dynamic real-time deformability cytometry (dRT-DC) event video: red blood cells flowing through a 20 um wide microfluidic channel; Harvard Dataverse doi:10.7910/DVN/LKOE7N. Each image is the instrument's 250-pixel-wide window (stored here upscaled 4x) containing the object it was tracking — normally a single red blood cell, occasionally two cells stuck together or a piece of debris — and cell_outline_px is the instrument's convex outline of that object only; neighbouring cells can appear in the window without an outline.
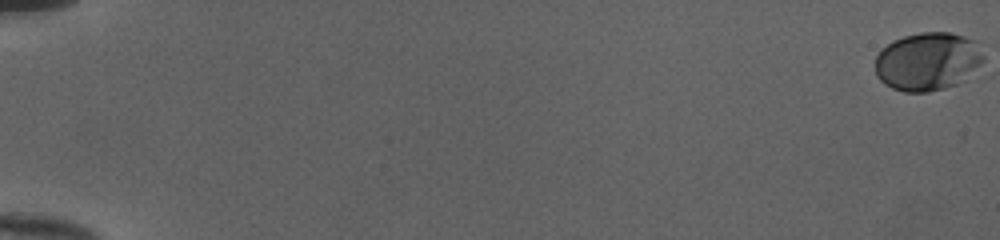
{"species": "human", "species_latin": "Homo sapiens", "temperature_condition": "cold", "stored_images_in_passage": 54, "camera_frame_rate_fps": 3000, "um_per_image_px": 0.085, "donor": {"sex": "female"}, "frame": {"image": 1, "passage_image": 1, "time_ms": 0.0, "image_size_px": [1000, 240], "cell_outline_px": [[984, 68], [964, 80], [956, 84], [944, 88], [928, 92], [904, 92], [892, 88], [884, 84], [876, 76], [876, 56], [892, 40], [904, 36], [920, 32], [948, 32], [980, 40], [984, 56]], "centroid_in_image_um": [78.95, 5.22], "position_along_channel_um": 6.0, "area_um2": 37.69}}
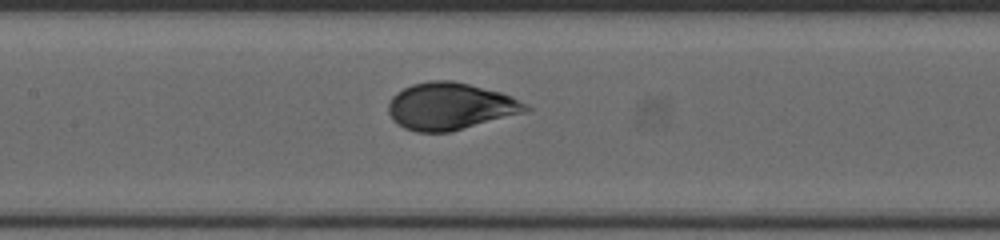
{"frame": {"image": 2, "passage_image": 29, "time_ms": 9.333, "image_size_px": [1000, 240], "cell_outline_px": [[532, 108], [528, 112], [452, 132], [416, 132], [404, 128], [392, 120], [388, 112], [388, 104], [392, 96], [396, 92], [412, 84], [428, 80], [452, 80], [500, 92], [512, 96]], "centroid_in_image_um": [38.27, 9.04], "position_along_channel_um": 169.1, "area_um2": 38.03}}
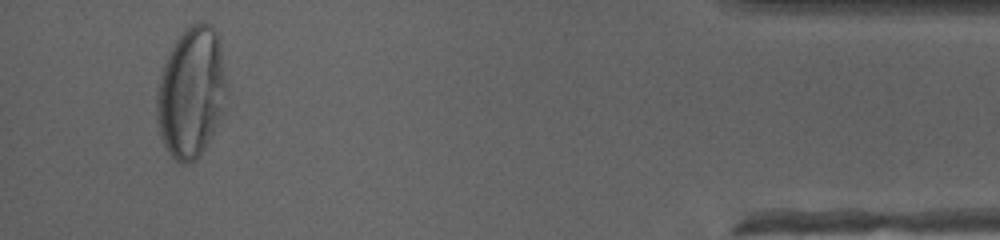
{"frame": {"image": 3, "passage_image": 52, "time_ms": 17.0, "image_size_px": [1000, 240], "cell_outline_px": [[228, 88], [224, 116], [200, 156], [196, 160], [188, 164], [180, 164], [168, 152], [160, 136], [156, 120], [156, 88], [164, 64], [176, 40], [184, 28], [200, 20], [212, 24], [220, 36]], "centroid_in_image_um": [16.3, 7.85], "position_along_channel_um": 418.9, "area_um2": 54.79}, "authors_computed_cell_mechanics": {"area_um2": 37.4255, "velocity_mm_per_s": 4.0001, "shape_relaxation_time_tau1_ms": 3.5756, "shape_relaxation_time_tau2_ms": null, "deformation_change_tau1": 0.1763, "deformation_change_tau2": null}}